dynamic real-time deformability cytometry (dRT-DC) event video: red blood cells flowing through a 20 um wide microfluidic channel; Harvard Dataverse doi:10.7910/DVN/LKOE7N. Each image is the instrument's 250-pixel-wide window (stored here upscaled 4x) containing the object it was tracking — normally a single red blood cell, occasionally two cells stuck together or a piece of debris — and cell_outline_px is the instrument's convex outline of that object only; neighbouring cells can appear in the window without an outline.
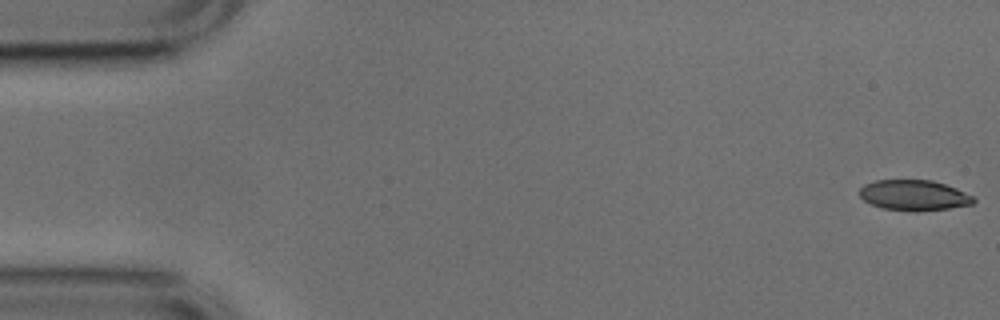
{"species": "common noctule bat (a hibernating species)", "species_latin": "Nyctalus noctula", "temperature_condition": "cold", "stored_images_in_passage": 52, "camera_frame_rate_fps": 3000, "um_per_image_px": 0.085, "animal": {"sex": "male", "body_mass_g": 17.9, "forearm_length_mm": 54.2}, "frame": {"image": 1, "passage_image": 1, "time_ms": 0.0, "image_size_px": [1000, 320], "cell_outline_px": [[976, 200], [972, 204], [948, 208], [916, 212], [880, 208], [864, 200], [860, 196], [860, 188], [864, 184], [876, 180], [932, 180], [956, 188], [976, 196]], "centroid_in_image_um": [77.71, 16.6], "position_along_channel_um": 7.3, "area_um2": 20.4}}
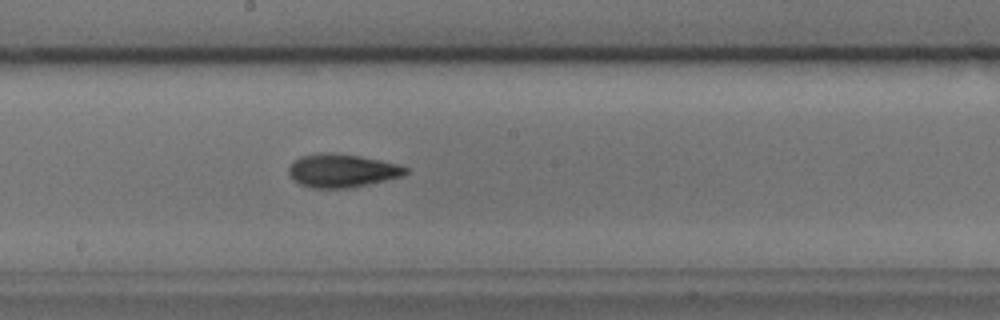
{"frame": {"image": 2, "passage_image": 28, "time_ms": 9.0, "image_size_px": [1000, 320], "cell_outline_px": [[408, 172], [404, 176], [368, 184], [348, 188], [312, 188], [300, 184], [288, 172], [288, 168], [300, 156], [320, 152], [332, 152], [360, 156], [400, 164], [408, 168]], "centroid_in_image_um": [29.11, 14.49], "position_along_channel_um": 219.1, "area_um2": 22.72}}
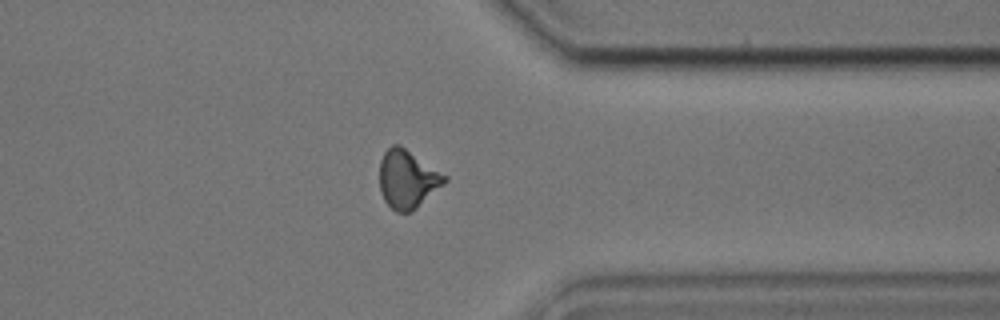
{"frame": {"image": 3, "passage_image": 41, "time_ms": 13.333, "image_size_px": [1000, 320], "cell_outline_px": [[448, 180], [444, 184], [416, 208], [408, 212], [396, 212], [384, 200], [380, 192], [380, 160], [384, 152], [392, 144], [400, 144], [448, 176]], "centroid_in_image_um": [34.63, 15.2], "position_along_channel_um": 376.8, "area_um2": 22.08}, "authors_computed_cell_mechanics": {"area_um2": 21.4727, "velocity_mm_per_s": 3.7958, "shape_relaxation_time_tau1_ms": 4.862, "shape_relaxation_time_tau2_ms": 4.0606, "deformation_change_tau1": 0.1478, "deformation_change_tau2": 0.1104}}